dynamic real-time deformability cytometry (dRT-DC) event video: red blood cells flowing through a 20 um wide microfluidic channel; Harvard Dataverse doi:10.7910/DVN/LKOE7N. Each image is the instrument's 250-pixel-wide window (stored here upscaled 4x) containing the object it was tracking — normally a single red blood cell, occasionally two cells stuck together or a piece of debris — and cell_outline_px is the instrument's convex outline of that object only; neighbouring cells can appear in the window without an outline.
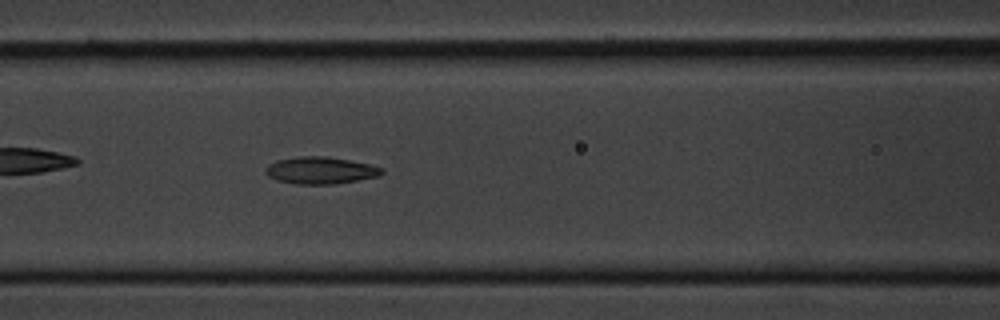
{"species": "common noctule bat (a hibernating species)", "species_latin": "Nyctalus noctula", "temperature_condition": "cold", "stored_images_in_passage": 44, "camera_frame_rate_fps": 3000, "um_per_image_px": 0.085, "animal": {"sex": "male", "body_mass_g": 20.1, "forearm_length_mm": 53.5}, "frame": {"image": 1, "passage_image": 12, "time_ms": 3.667, "image_size_px": [1000, 320], "cell_outline_px": [[384, 172], [380, 176], [360, 180], [332, 184], [296, 184], [276, 180], [268, 176], [264, 172], [264, 168], [268, 164], [276, 160], [300, 156], [328, 156], [368, 164], [384, 168]], "centroid_in_image_um": [27.22, 14.48], "position_along_channel_um": 139.4, "area_um2": 18.5}}
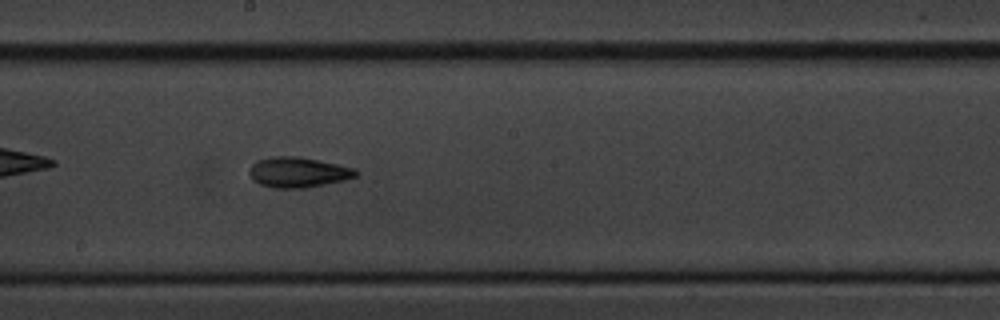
{"frame": {"image": 2, "passage_image": 19, "time_ms": 6.0, "image_size_px": [1000, 320], "cell_outline_px": [[360, 172], [356, 176], [344, 180], [304, 188], [272, 188], [260, 184], [252, 180], [248, 172], [252, 164], [256, 160], [272, 156], [296, 156], [356, 168]], "centroid_in_image_um": [25.31, 14.64], "position_along_channel_um": 222.9, "area_um2": 18.84}}
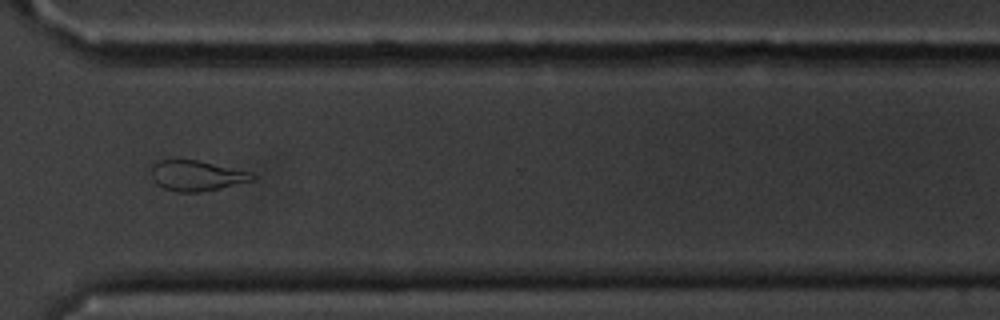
{"frame": {"image": 3, "passage_image": 30, "time_ms": 9.667, "image_size_px": [1000, 320], "cell_outline_px": [[256, 176], [252, 180], [220, 188], [200, 192], [176, 192], [164, 188], [156, 184], [152, 176], [148, 164], [152, 160], [196, 160], [252, 172]], "centroid_in_image_um": [16.62, 14.92], "position_along_channel_um": 354.0, "area_um2": 18.03}, "authors_computed_cell_mechanics": {"area_um2": 18.496, "velocity_mm_per_s": 3.5759, "shape_relaxation_time_tau1_ms": 2.8841, "shape_relaxation_time_tau2_ms": 8.4653, "deformation_change_tau1": 0.1114, "deformation_change_tau2": 0.1514}}